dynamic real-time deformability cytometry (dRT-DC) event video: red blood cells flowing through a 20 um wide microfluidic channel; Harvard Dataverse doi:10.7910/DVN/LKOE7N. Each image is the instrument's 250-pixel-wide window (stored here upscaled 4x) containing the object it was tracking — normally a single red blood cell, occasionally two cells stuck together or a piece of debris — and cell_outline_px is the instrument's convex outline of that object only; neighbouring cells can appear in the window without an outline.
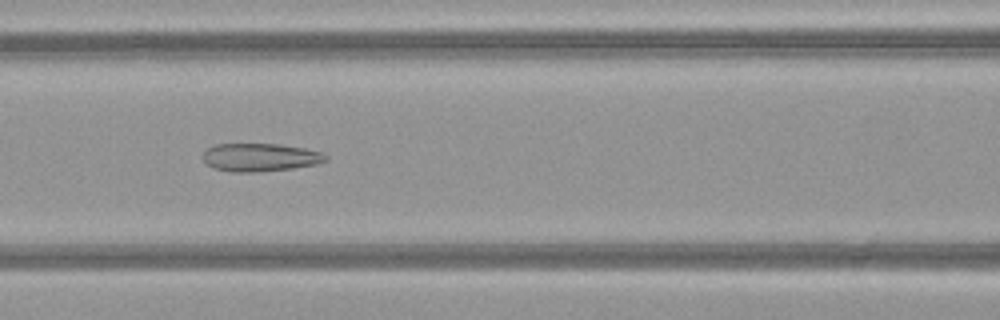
{"species": "common noctule bat (a hibernating species)", "species_latin": "Nyctalus noctula", "temperature_condition": "warm", "stored_images_in_passage": 45, "camera_frame_rate_fps": 3000, "um_per_image_px": 0.085, "animal": {"sex": "female", "body_mass_g": 21.9}, "frame": {"image": 1, "passage_image": 17, "time_ms": 5.333, "image_size_px": [1000, 320], "cell_outline_px": [[328, 160], [316, 164], [292, 168], [260, 172], [232, 172], [216, 168], [208, 164], [204, 160], [204, 152], [208, 148], [216, 144], [276, 144], [304, 148], [320, 152], [328, 156]], "centroid_in_image_um": [22.13, 13.37], "position_along_channel_um": 144.5, "area_um2": 19.88}}
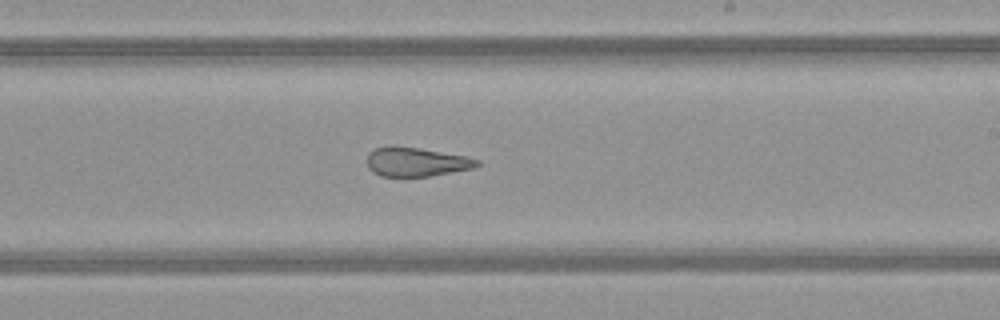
{"frame": {"image": 2, "passage_image": 25, "time_ms": 8.0, "image_size_px": [1000, 320], "cell_outline_px": [[480, 164], [472, 168], [428, 176], [380, 176], [372, 172], [368, 168], [368, 152], [372, 148], [388, 144], [392, 144], [420, 148], [468, 156], [480, 160]], "centroid_in_image_um": [35.32, 13.72], "position_along_channel_um": 253.7, "area_um2": 18.96}}
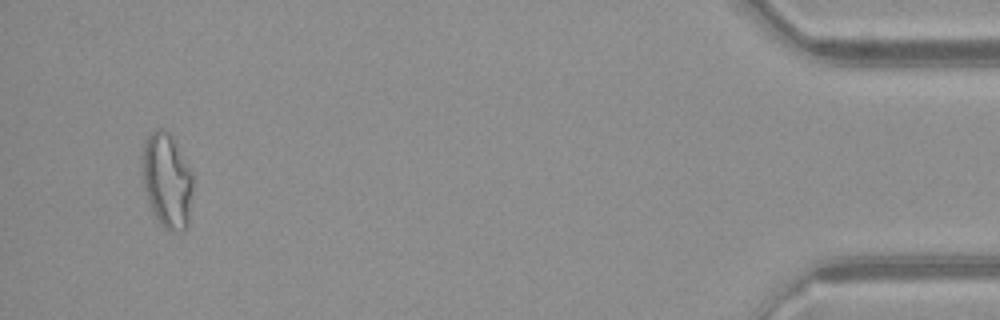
{"frame": {"image": 3, "passage_image": 43, "time_ms": 14.0, "image_size_px": [1000, 320], "cell_outline_px": [[192, 192], [188, 224], [180, 232], [172, 232], [164, 228], [152, 216], [148, 208], [144, 188], [140, 164], [140, 152], [144, 140], [156, 128], [160, 128], [168, 132], [172, 136], [192, 172]], "centroid_in_image_um": [14.13, 15.36], "position_along_channel_um": 421.1, "area_um2": 28.9}, "authors_computed_cell_mechanics": {"area_um2": 22.8888, "velocity_mm_per_s": 4.0993, "shape_relaxation_time_tau1_ms": null, "shape_relaxation_time_tau2_ms": 2.036, "deformation_change_tau1": null, "deformation_change_tau2": 0.1153}}